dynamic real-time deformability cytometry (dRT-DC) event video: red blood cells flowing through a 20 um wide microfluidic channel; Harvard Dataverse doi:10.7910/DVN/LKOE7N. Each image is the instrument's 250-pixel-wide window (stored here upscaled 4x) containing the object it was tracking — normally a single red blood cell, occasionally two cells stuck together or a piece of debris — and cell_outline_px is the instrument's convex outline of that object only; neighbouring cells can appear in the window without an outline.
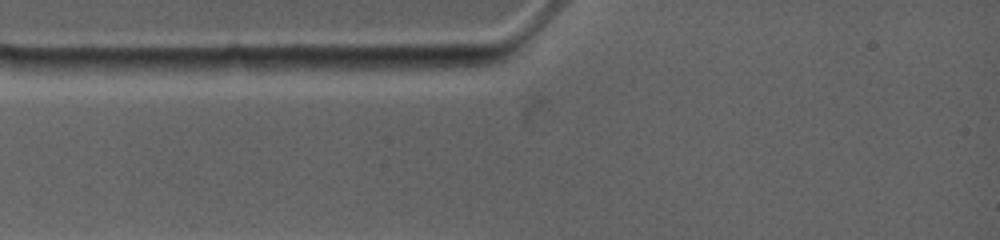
{"species": "common noctule bat (a hibernating species)", "species_latin": "Nyctalus noctula", "temperature_condition": "warm", "stored_images_in_passage": 2, "segment_of_instrument_passage": [1, 2], "camera_frame_rate_fps": 4500, "um_per_image_px": 0.085, "animal": {"sex": "female", "body_mass_g": 19.0, "forearm_length_mm": 53.3}, "frame": {"image": 1, "passage_image": 1, "time_ms": 0.0, "image_size_px": [1000, 240], "cell_outline_px": [[248, 68], [212, 76], [136, 72], [116, 68], [116, 60], [228, 56], [244, 56], [248, 64]], "centroid_in_image_um": [15.8, 5.56], "position_along_channel_um": 69.2, "area_um2": 14.33}}